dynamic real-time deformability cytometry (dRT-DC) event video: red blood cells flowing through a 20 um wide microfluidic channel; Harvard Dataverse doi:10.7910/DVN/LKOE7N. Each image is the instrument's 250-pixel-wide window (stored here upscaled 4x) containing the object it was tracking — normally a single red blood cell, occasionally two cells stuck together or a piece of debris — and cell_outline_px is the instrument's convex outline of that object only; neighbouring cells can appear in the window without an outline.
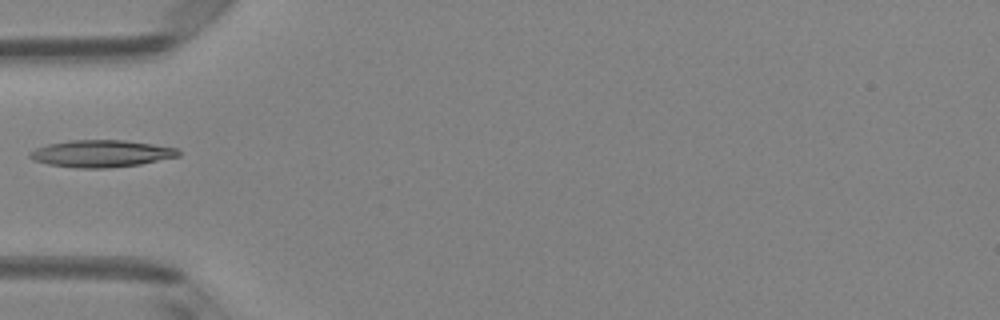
{"species": "Egyptian fruit bat (a non-hibernating species)", "species_latin": "Rousettus aegyptiacus", "temperature_condition": "room temperature", "stored_images_in_passage": 5, "camera_frame_rate_fps": 3000, "um_per_image_px": 0.085, "animal": {"sex": "female"}, "frame": {"image": 1, "passage_image": 5, "time_ms": 1.333, "image_size_px": [1000, 320], "cell_outline_px": [[180, 156], [140, 164], [108, 168], [76, 168], [48, 164], [32, 160], [28, 156], [28, 152], [36, 148], [48, 144], [68, 140], [124, 140], [152, 144], [176, 148], [180, 152]], "centroid_in_image_um": [8.57, 13.05], "position_along_channel_um": 76.4, "area_um2": 23.47}}